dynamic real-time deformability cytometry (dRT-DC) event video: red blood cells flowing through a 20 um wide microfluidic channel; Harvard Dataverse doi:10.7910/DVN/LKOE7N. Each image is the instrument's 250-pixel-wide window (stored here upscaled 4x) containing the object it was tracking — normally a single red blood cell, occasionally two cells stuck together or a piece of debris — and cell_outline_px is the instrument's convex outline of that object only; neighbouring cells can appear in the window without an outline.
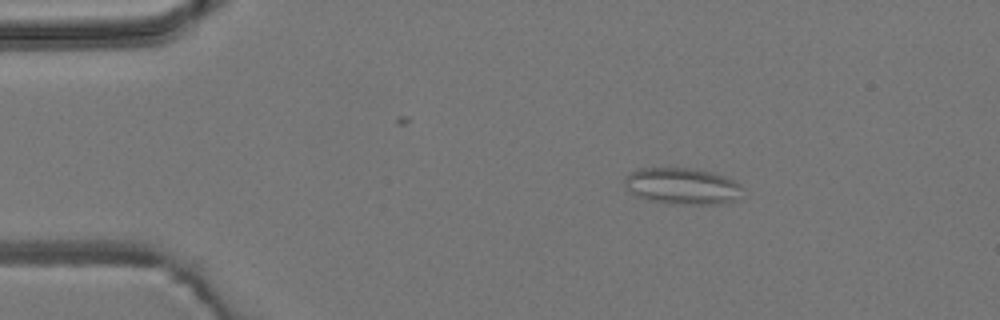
{"species": "common noctule bat (a hibernating species)", "species_latin": "Nyctalus noctula", "temperature_condition": "room temperature", "stored_images_in_passage": 3, "camera_frame_rate_fps": 3000, "um_per_image_px": 0.085, "animal": {"sex": "male", "body_mass_g": 19.2, "forearm_length_mm": 51.8}, "frame": {"image": 1, "passage_image": 2, "time_ms": 1.333, "image_size_px": [1000, 320], "cell_outline_px": [[740, 188], [736, 200], [720, 204], [676, 204], [648, 200], [636, 196], [624, 184], [624, 180], [636, 168], [692, 168], [712, 172], [724, 176], [740, 184]], "centroid_in_image_um": [57.97, 15.81], "position_along_channel_um": 27.0, "area_um2": 24.8}}